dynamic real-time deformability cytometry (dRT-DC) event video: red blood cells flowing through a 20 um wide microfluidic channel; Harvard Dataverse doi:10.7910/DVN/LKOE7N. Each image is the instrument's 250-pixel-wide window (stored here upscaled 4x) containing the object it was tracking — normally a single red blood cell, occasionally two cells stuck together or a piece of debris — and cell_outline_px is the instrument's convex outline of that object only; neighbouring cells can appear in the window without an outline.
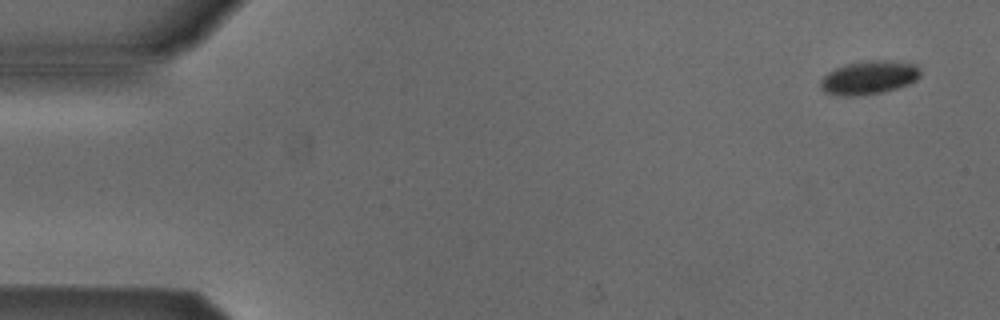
{"species": "Egyptian fruit bat (a non-hibernating species)", "species_latin": "Rousettus aegyptiacus", "temperature_condition": "cold", "stored_images_in_passage": 3, "camera_frame_rate_fps": 3000, "um_per_image_px": 0.085, "animal": {"sex": "male"}, "frame": {"image": 1, "passage_image": 1, "time_ms": 0.0, "image_size_px": [1000, 320], "cell_outline_px": [[920, 76], [916, 80], [908, 84], [884, 92], [856, 96], [844, 96], [824, 92], [820, 88], [820, 80], [828, 72], [844, 64], [864, 60], [888, 60], [916, 64], [920, 68]], "centroid_in_image_um": [73.85, 6.58], "position_along_channel_um": 11.1, "area_um2": 19.71}}